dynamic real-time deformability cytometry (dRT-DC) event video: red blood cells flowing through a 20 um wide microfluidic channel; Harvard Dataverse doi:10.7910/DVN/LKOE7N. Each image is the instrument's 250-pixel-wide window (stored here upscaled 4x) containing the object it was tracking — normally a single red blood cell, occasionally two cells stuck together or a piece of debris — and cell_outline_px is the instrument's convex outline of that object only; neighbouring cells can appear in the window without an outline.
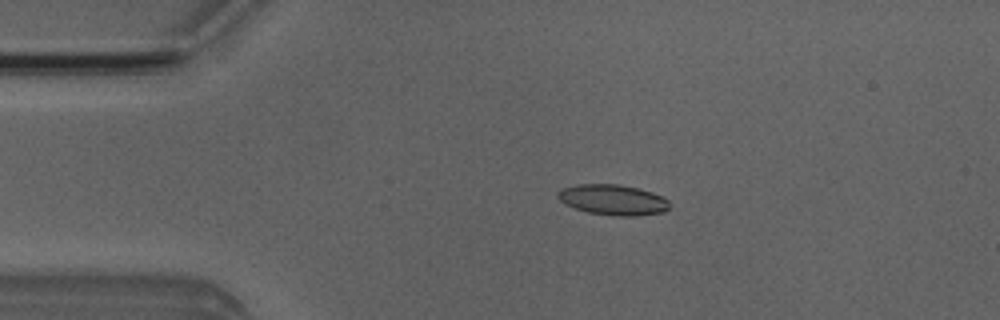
{"species": "Egyptian fruit bat (a non-hibernating species)", "species_latin": "Rousettus aegyptiacus", "temperature_condition": "room temperature", "stored_images_in_passage": 3, "camera_frame_rate_fps": 3000, "um_per_image_px": 0.085, "animal": {"sex": "male"}, "frame": {"image": 1, "passage_image": 2, "time_ms": 1.0, "image_size_px": [1000, 320], "cell_outline_px": [[668, 208], [664, 212], [632, 216], [616, 216], [588, 212], [564, 204], [556, 196], [556, 192], [564, 188], [576, 184], [616, 184], [636, 188], [652, 192], [668, 200]], "centroid_in_image_um": [52.06, 16.98], "position_along_channel_um": 32.9, "area_um2": 19.65}}